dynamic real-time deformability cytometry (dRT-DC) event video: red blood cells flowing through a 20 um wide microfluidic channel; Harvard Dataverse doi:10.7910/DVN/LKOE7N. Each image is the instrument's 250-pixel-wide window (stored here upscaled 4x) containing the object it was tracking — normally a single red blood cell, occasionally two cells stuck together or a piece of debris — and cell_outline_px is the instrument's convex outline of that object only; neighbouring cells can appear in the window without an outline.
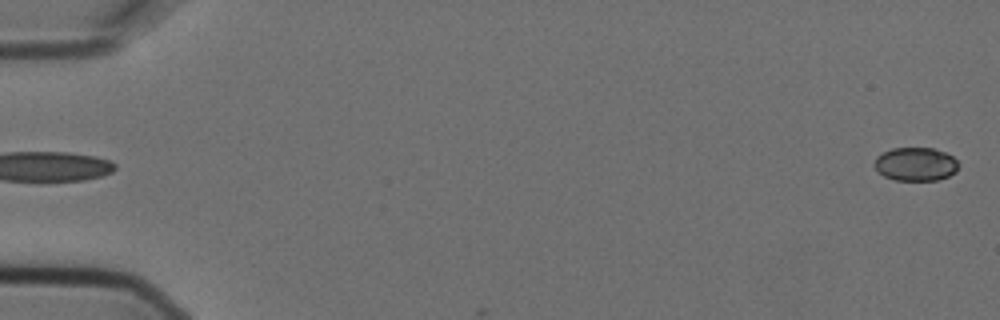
{"species": "Egyptian fruit bat (a non-hibernating species)", "species_latin": "Rousettus aegyptiacus", "temperature_condition": "cold", "stored_images_in_passage": 5, "segment_of_instrument_passage": [2, 2], "camera_frame_rate_fps": 3000, "um_per_image_px": 0.085, "animal": {"sex": "female"}, "frame": {"image": 1, "passage_image": 5, "time_ms": 1.333, "image_size_px": [1000, 320], "cell_outline_px": [[960, 164], [956, 172], [948, 176], [936, 180], [896, 180], [884, 176], [872, 164], [876, 156], [892, 148], [932, 148], [944, 152], [952, 156]], "centroid_in_image_um": [77.83, 13.95], "position_along_channel_um": 7.2, "area_um2": 16.42}}